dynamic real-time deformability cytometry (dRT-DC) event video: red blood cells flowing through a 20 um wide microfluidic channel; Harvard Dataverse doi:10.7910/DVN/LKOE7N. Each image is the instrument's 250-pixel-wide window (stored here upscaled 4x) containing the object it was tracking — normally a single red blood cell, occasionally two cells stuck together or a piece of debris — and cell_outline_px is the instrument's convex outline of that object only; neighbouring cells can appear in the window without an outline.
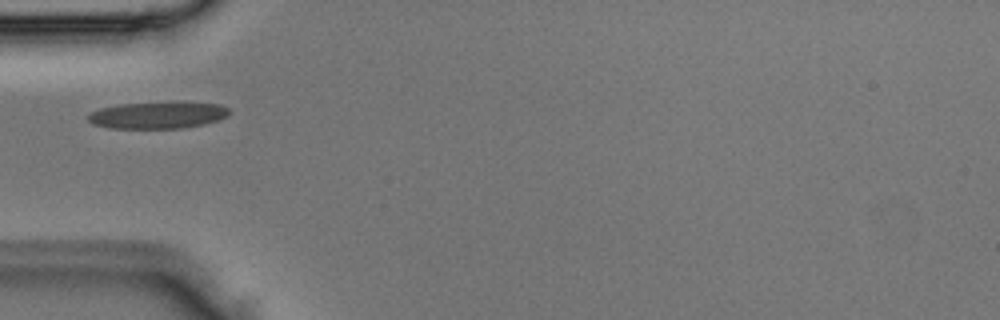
{"species": "Egyptian fruit bat (a non-hibernating species)", "species_latin": "Rousettus aegyptiacus", "temperature_condition": "room temperature", "stored_images_in_passage": 2, "camera_frame_rate_fps": 3000, "um_per_image_px": 0.085, "animal": {"sex": "male"}, "frame": {"image": 1, "passage_image": 2, "time_ms": 0.333, "image_size_px": [1000, 320], "cell_outline_px": [[232, 112], [228, 116], [220, 120], [204, 124], [184, 128], [108, 128], [92, 124], [88, 120], [88, 116], [92, 112], [100, 108], [116, 104], [220, 104], [228, 108]], "centroid_in_image_um": [13.4, 9.82], "position_along_channel_um": 71.6, "area_um2": 21.44}}